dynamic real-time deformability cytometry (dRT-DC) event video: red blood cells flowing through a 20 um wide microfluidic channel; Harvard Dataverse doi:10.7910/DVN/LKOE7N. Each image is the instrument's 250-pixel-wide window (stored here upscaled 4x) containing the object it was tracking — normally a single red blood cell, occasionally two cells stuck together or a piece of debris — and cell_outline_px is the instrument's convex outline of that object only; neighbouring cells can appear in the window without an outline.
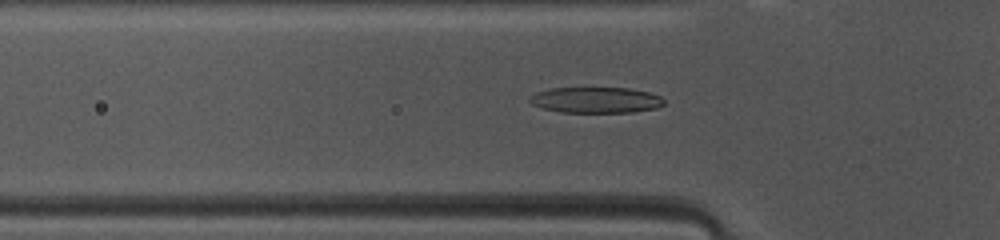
{"species": "common noctule bat (a hibernating species)", "species_latin": "Nyctalus noctula", "temperature_condition": "warm", "stored_images_in_passage": 43, "camera_frame_rate_fps": 3000, "um_per_image_px": 0.085, "animal": {"sex": "female", "body_mass_g": 10.0, "forearm_length_mm": 53.1}, "frame": {"image": 1, "passage_image": 10, "time_ms": 3.0, "image_size_px": [1000, 240], "cell_outline_px": [[664, 104], [656, 108], [632, 112], [560, 112], [544, 108], [532, 104], [528, 100], [536, 92], [552, 88], [628, 88], [648, 92], [660, 96], [664, 100]], "centroid_in_image_um": [50.66, 8.5], "position_along_channel_um": 75.1, "area_um2": 20.06}}
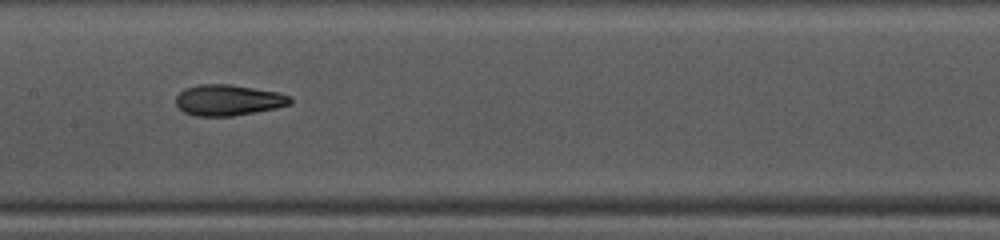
{"frame": {"image": 2, "passage_image": 18, "time_ms": 5.667, "image_size_px": [1000, 240], "cell_outline_px": [[292, 104], [276, 108], [232, 116], [196, 116], [184, 112], [176, 104], [176, 96], [184, 88], [200, 84], [228, 84], [280, 92], [292, 96]], "centroid_in_image_um": [19.43, 8.5], "position_along_channel_um": 188.0, "area_um2": 20.69}}
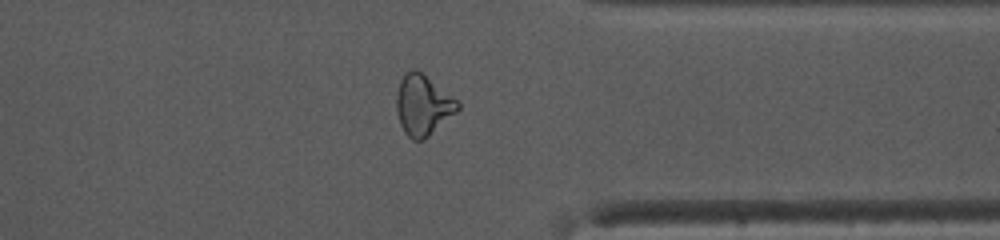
{"frame": {"image": 3, "passage_image": 32, "time_ms": 10.333, "image_size_px": [1000, 240], "cell_outline_px": [[460, 108], [456, 112], [428, 136], [420, 140], [412, 140], [404, 132], [400, 124], [396, 108], [396, 96], [400, 80], [404, 72], [412, 68], [416, 68], [460, 100]], "centroid_in_image_um": [35.95, 8.89], "position_along_channel_um": 375.4, "area_um2": 21.79}, "authors_computed_cell_mechanics": {"area_um2": 20.6924, "velocity_mm_per_s": 4.1654, "shape_relaxation_time_tau1_ms": 5.1561, "shape_relaxation_time_tau2_ms": 2.2795, "deformation_change_tau1": 0.2033, "deformation_change_tau2": 0.1141}}